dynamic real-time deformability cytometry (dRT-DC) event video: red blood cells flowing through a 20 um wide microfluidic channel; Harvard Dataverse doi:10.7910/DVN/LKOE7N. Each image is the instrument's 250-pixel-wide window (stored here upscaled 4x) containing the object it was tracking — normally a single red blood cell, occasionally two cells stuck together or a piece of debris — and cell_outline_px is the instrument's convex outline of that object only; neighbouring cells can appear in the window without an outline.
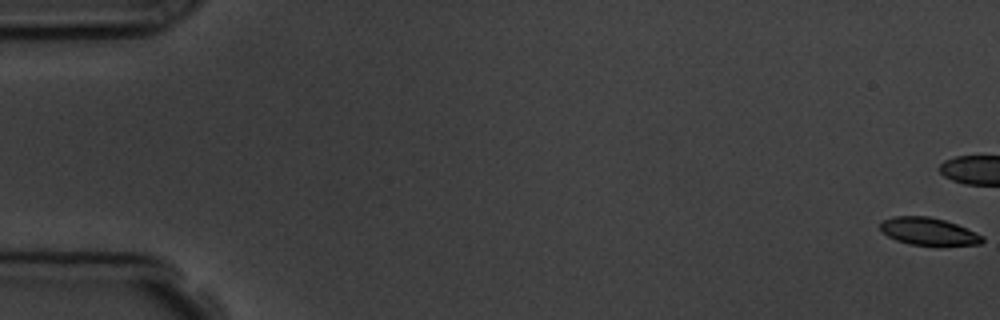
{"species": "common noctule bat (a hibernating species)", "species_latin": "Nyctalus noctula", "temperature_condition": "room temperature", "stored_images_in_passage": 5, "segment_of_instrument_passage": [2, 2], "camera_frame_rate_fps": 3000, "um_per_image_px": 0.085, "animal": {"sex": "male", "body_mass_g": 19.5, "forearm_length_mm": 54.6}, "frame": {"image": 1, "passage_image": 5, "time_ms": 6.333, "image_size_px": [1000, 320], "cell_outline_px": [[984, 240], [980, 244], [908, 244], [896, 240], [880, 232], [880, 220], [892, 216], [928, 216], [944, 220], [956, 224], [984, 236]], "centroid_in_image_um": [78.84, 19.64], "position_along_channel_um": 6.2, "area_um2": 16.13}}